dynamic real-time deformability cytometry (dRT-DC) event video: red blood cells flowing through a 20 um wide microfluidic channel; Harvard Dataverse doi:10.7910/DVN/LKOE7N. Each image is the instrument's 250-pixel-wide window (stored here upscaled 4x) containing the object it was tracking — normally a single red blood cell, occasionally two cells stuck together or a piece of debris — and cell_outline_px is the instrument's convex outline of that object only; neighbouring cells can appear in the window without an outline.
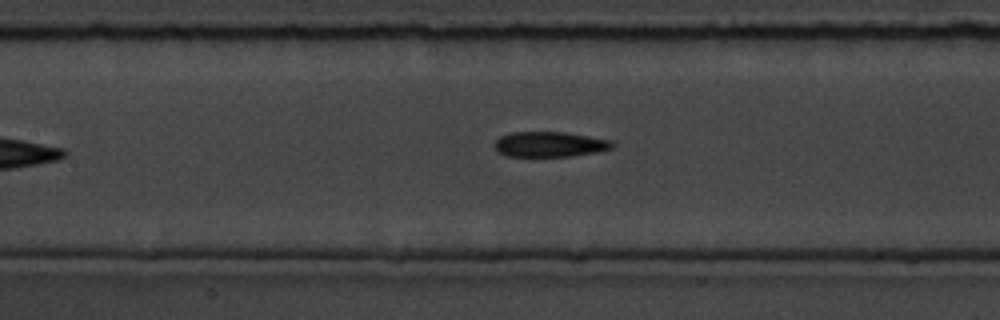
{"species": "common noctule bat (a hibernating species)", "species_latin": "Nyctalus noctula", "temperature_condition": "room temperature", "stored_images_in_passage": 9, "camera_frame_rate_fps": 3000, "um_per_image_px": 0.085, "animal": {"sex": "male", "body_mass_g": 19.5, "forearm_length_mm": 54.6}, "frame": {"image": 1, "passage_image": 8, "time_ms": 8.0, "image_size_px": [1000, 320], "cell_outline_px": [[616, 144], [612, 148], [596, 152], [568, 156], [508, 156], [496, 152], [496, 140], [500, 136], [512, 132], [564, 132], [612, 140]], "centroid_in_image_um": [46.73, 12.26], "position_along_channel_um": 160.7, "area_um2": 17.22}}
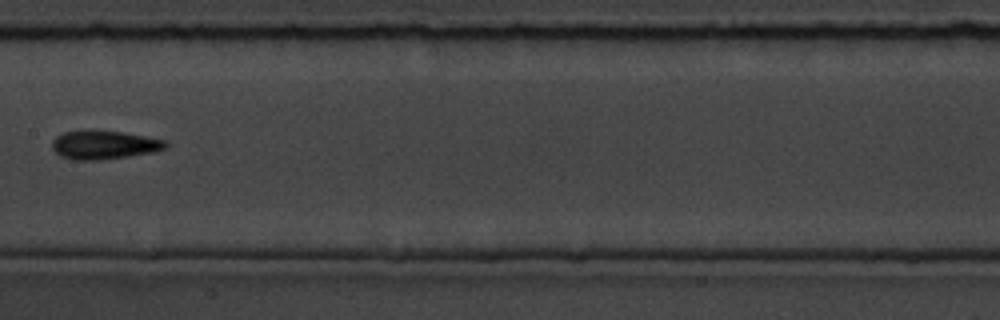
{"frame": {"image": 2, "passage_image": 9, "time_ms": 9.0, "image_size_px": [1000, 320], "cell_outline_px": [[168, 144], [164, 148], [152, 152], [128, 156], [96, 160], [72, 160], [60, 156], [52, 148], [52, 140], [56, 136], [64, 132], [88, 128], [124, 132], [168, 140]], "centroid_in_image_um": [8.81, 12.28], "position_along_channel_um": 198.6, "area_um2": 19.36}}